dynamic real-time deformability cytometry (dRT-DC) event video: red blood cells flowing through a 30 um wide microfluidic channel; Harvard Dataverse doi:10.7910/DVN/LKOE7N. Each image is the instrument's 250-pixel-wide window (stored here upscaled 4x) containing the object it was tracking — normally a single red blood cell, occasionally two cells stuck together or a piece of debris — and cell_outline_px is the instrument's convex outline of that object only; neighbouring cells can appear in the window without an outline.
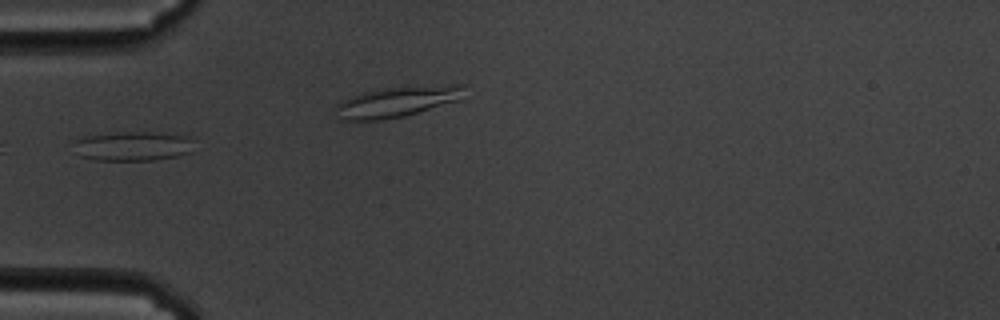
{"species": "common noctule bat (a hibernating species)", "species_latin": "Nyctalus noctula", "temperature_condition": "cold", "stored_images_in_passage": 28, "camera_frame_rate_fps": 3000, "um_per_image_px": 0.085, "animal": {"sex": "male", "body_mass_g": 19.5, "forearm_length_mm": 54.6}, "frame": {"image": 1, "passage_image": 1, "time_ms": 0.0, "image_size_px": [1000, 320], "cell_outline_px": [[192, 152], [176, 156], [152, 160], [96, 160], [80, 156], [72, 140], [84, 136], [120, 132], [152, 132], [188, 136], [192, 140]], "centroid_in_image_um": [11.28, 12.41], "position_along_channel_um": 73.7, "area_um2": 20.58}}